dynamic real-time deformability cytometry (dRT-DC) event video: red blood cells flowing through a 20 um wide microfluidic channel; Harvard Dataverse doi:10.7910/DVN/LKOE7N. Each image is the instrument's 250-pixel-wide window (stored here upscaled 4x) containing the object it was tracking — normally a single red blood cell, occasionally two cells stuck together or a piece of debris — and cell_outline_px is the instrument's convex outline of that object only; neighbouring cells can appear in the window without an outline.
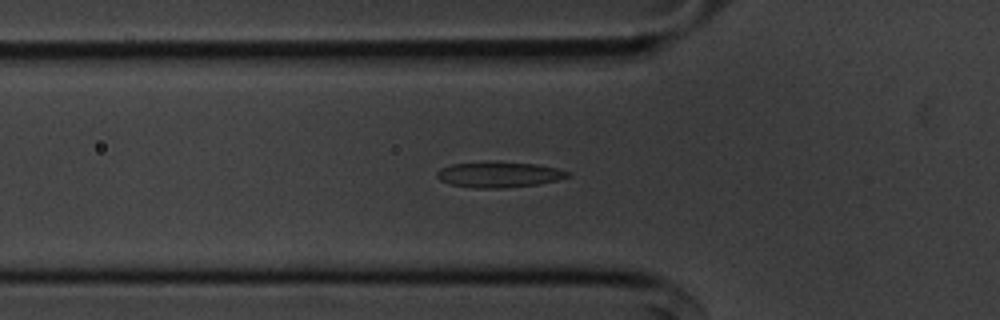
{"species": "common noctule bat (a hibernating species)", "species_latin": "Nyctalus noctula", "temperature_condition": "cold", "stored_images_in_passage": 51, "camera_frame_rate_fps": 3000, "um_per_image_px": 0.085, "animal": {"sex": "male", "body_mass_g": 20.1, "forearm_length_mm": 53.5}, "frame": {"image": 1, "passage_image": 17, "time_ms": 5.333, "image_size_px": [1000, 320], "cell_outline_px": [[572, 172], [568, 176], [556, 180], [536, 184], [504, 188], [476, 188], [452, 184], [440, 180], [436, 176], [436, 172], [440, 168], [452, 164], [496, 160], [500, 160], [536, 164], [556, 168]], "centroid_in_image_um": [42.39, 14.81], "position_along_channel_um": 83.4, "area_um2": 19.77}}
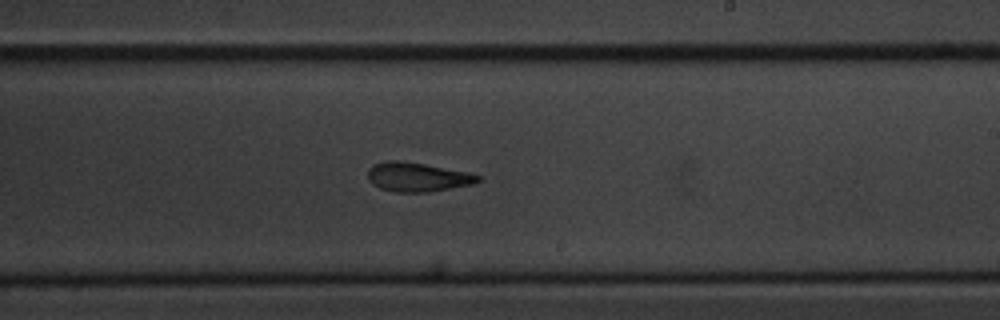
{"frame": {"image": 2, "passage_image": 31, "time_ms": 10.0, "image_size_px": [1000, 320], "cell_outline_px": [[480, 180], [472, 184], [428, 192], [396, 192], [380, 188], [372, 184], [368, 180], [368, 168], [372, 164], [388, 160], [400, 160], [424, 164], [468, 172], [480, 176]], "centroid_in_image_um": [35.43, 15.04], "position_along_channel_um": 253.6, "area_um2": 18.67}}
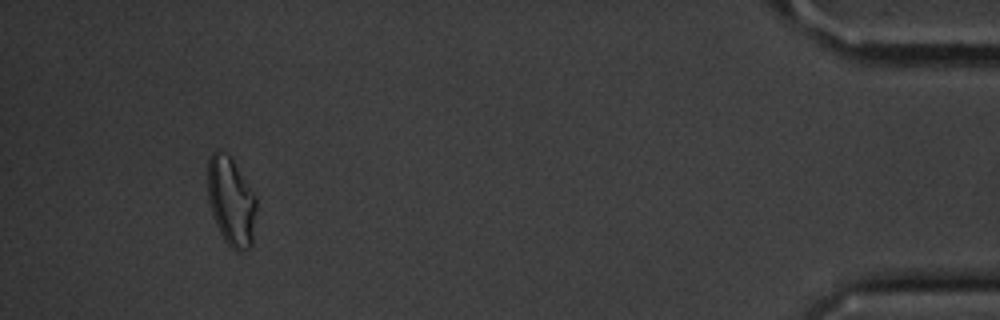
{"frame": {"image": 3, "passage_image": 50, "time_ms": 16.333, "image_size_px": [1000, 320], "cell_outline_px": [[256, 208], [252, 248], [236, 252], [224, 240], [216, 224], [208, 200], [208, 160], [212, 152], [216, 152], [228, 156], [232, 160], [256, 196]], "centroid_in_image_um": [19.66, 17.19], "position_along_channel_um": 415.5, "area_um2": 24.8}}